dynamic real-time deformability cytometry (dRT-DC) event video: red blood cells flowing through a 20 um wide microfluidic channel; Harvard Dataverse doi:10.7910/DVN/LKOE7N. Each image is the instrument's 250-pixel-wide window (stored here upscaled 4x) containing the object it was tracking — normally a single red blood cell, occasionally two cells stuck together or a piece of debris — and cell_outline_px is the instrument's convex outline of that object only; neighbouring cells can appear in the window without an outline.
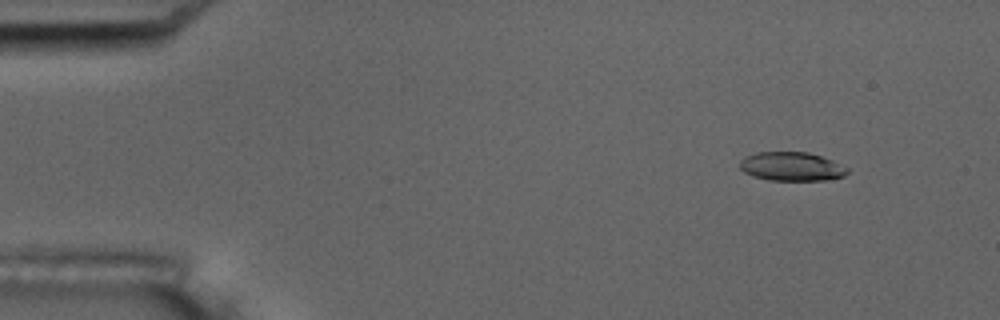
{"species": "common noctule bat (a hibernating species)", "species_latin": "Nyctalus noctula", "temperature_condition": "room temperature", "stored_images_in_passage": 4, "camera_frame_rate_fps": 3000, "um_per_image_px": 0.085, "animal": {"sex": "male", "body_mass_g": 17.5, "forearm_length_mm": 52.3}, "frame": {"image": 1, "passage_image": 1, "time_ms": 0.0, "image_size_px": [1000, 320], "cell_outline_px": [[848, 172], [844, 176], [824, 180], [768, 180], [752, 176], [744, 172], [740, 168], [740, 160], [744, 156], [756, 152], [808, 152], [832, 160], [848, 168]], "centroid_in_image_um": [67.25, 14.15], "position_along_channel_um": 17.7, "area_um2": 18.09}}